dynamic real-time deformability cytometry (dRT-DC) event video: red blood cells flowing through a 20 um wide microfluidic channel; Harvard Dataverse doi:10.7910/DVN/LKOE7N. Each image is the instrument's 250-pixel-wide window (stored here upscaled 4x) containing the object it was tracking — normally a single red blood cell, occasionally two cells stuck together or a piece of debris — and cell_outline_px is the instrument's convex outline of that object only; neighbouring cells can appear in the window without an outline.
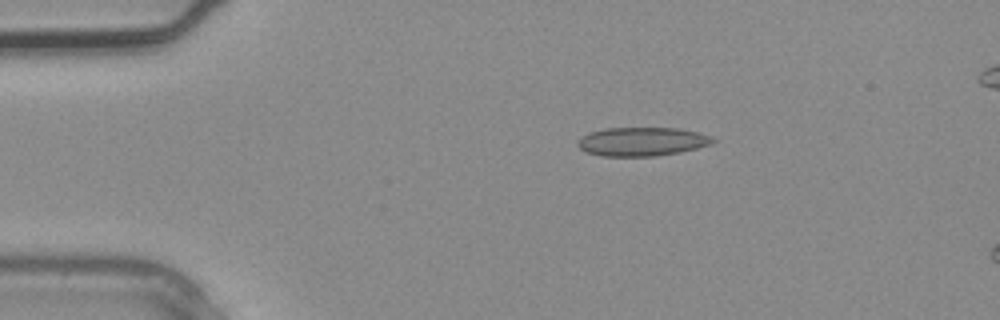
{"species": "common noctule bat (a hibernating species)", "species_latin": "Nyctalus noctula", "temperature_condition": "warm", "stored_images_in_passage": 3, "camera_frame_rate_fps": 3000, "um_per_image_px": 0.085, "animal": {"sex": "male", "body_mass_g": 20.4}, "frame": {"image": 1, "passage_image": 1, "time_ms": 0.0, "image_size_px": [1000, 320], "cell_outline_px": [[716, 140], [708, 144], [696, 148], [680, 152], [656, 156], [604, 156], [588, 152], [580, 148], [576, 144], [576, 140], [580, 136], [588, 132], [604, 128], [680, 128], [700, 132]], "centroid_in_image_um": [54.51, 12.02], "position_along_channel_um": 30.5, "area_um2": 22.66}}
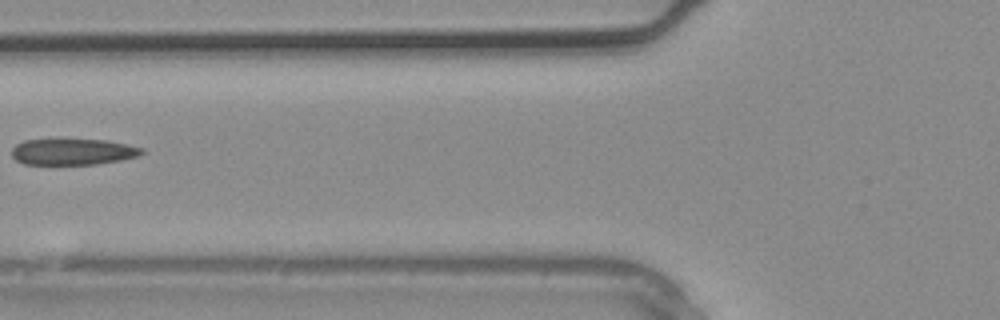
{"frame": {"image": 2, "passage_image": 3, "time_ms": 0.667, "image_size_px": [1000, 320], "cell_outline_px": [[144, 152], [136, 156], [120, 160], [96, 164], [24, 164], [16, 160], [12, 156], [12, 148], [16, 144], [24, 140], [104, 140], [144, 148]], "centroid_in_image_um": [6.16, 12.91], "position_along_channel_um": 119.6, "area_um2": 19.54}}